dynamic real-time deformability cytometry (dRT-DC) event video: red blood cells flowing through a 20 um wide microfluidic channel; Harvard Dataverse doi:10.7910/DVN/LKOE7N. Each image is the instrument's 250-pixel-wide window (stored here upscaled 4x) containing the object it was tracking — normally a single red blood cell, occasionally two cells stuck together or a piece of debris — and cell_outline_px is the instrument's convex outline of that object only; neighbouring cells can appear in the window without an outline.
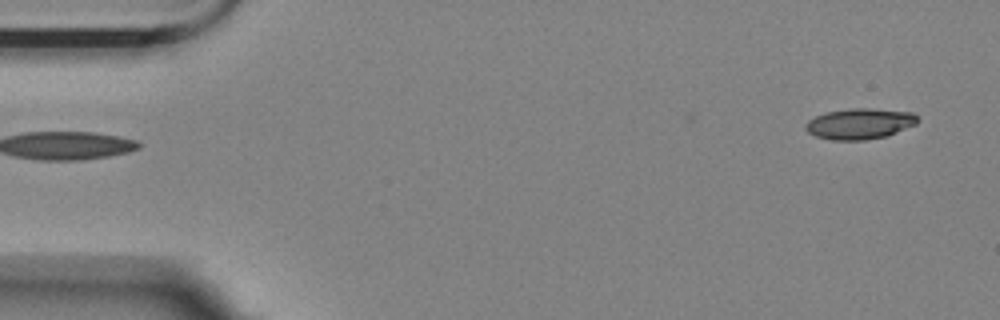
{"species": "Egyptian fruit bat (a non-hibernating species)", "species_latin": "Rousettus aegyptiacus", "temperature_condition": "room temperature", "stored_images_in_passage": 5, "camera_frame_rate_fps": 3000, "um_per_image_px": 0.085, "animal": {"sex": "female"}, "frame": {"image": 1, "passage_image": 1, "time_ms": 0.0, "image_size_px": [1000, 320], "cell_outline_px": [[916, 124], [884, 136], [864, 140], [832, 140], [816, 136], [808, 132], [804, 128], [804, 124], [808, 120], [824, 112], [852, 108], [872, 108], [912, 112], [916, 116]], "centroid_in_image_um": [73.01, 10.5], "position_along_channel_um": 12.0, "area_um2": 19.94}}
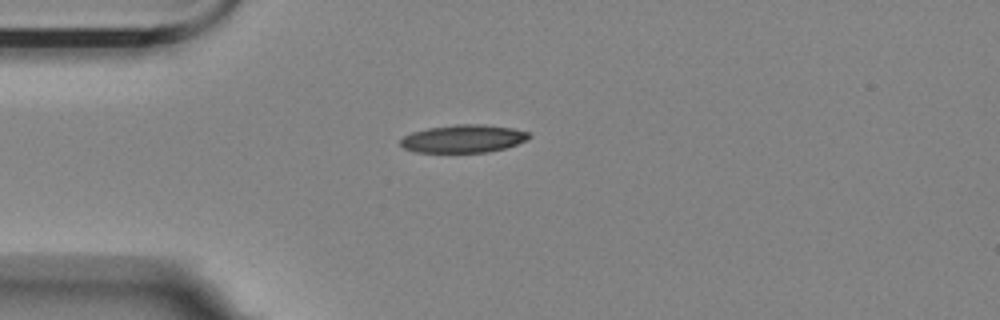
{"frame": {"image": 2, "passage_image": 4, "time_ms": 1.0, "image_size_px": [1000, 320], "cell_outline_px": [[532, 136], [516, 144], [504, 148], [488, 152], [416, 152], [404, 148], [400, 144], [400, 140], [404, 136], [412, 132], [428, 128], [456, 124], [484, 124], [512, 128], [528, 132]], "centroid_in_image_um": [39.37, 11.78], "position_along_channel_um": 45.6, "area_um2": 20.75}}